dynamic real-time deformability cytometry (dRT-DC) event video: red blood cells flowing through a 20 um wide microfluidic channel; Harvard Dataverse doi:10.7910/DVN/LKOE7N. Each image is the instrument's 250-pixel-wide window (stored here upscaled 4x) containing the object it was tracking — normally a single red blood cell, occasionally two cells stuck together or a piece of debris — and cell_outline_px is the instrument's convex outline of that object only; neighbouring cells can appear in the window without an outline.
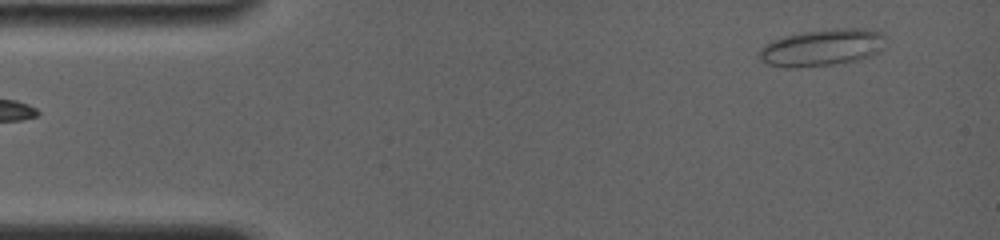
{"species": "common noctule bat (a hibernating species)", "species_latin": "Nyctalus noctula", "temperature_condition": "room temperature", "stored_images_in_passage": 72, "camera_frame_rate_fps": 4000, "um_per_image_px": 0.085, "animal": {"sex": "female", "body_mass_g": 19.0, "forearm_length_mm": 56.7}, "frame": {"image": 1, "passage_image": 4, "time_ms": 1.0, "image_size_px": [1000, 240], "cell_outline_px": [[884, 48], [880, 52], [860, 60], [832, 64], [792, 68], [784, 68], [768, 64], [760, 56], [760, 48], [764, 44], [772, 40], [784, 36], [804, 32], [836, 28], [864, 28], [884, 32]], "centroid_in_image_um": [69.93, 4.03], "position_along_channel_um": 15.1, "area_um2": 27.28}}
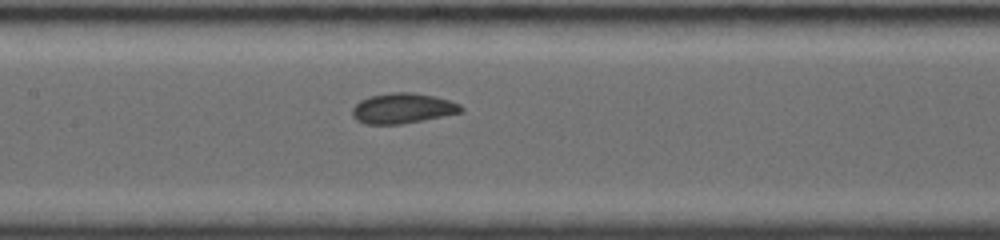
{"frame": {"image": 2, "passage_image": 30, "time_ms": 7.5, "image_size_px": [1000, 240], "cell_outline_px": [[464, 112], [424, 120], [400, 124], [364, 124], [356, 120], [352, 116], [352, 108], [360, 100], [368, 96], [392, 92], [412, 92], [432, 96], [448, 100], [460, 104], [464, 108]], "centroid_in_image_um": [34.21, 9.21], "position_along_channel_um": 173.2, "area_um2": 19.31}}
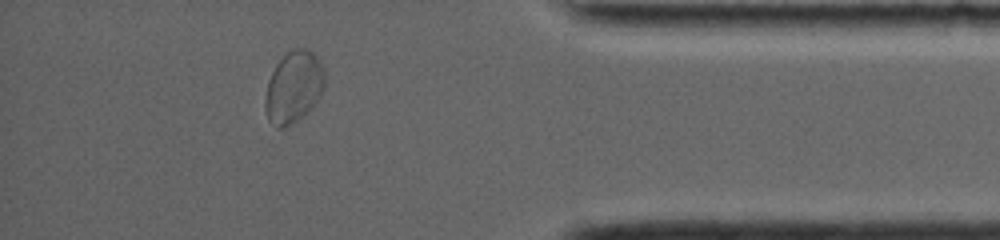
{"frame": {"image": 3, "passage_image": 59, "time_ms": 14.25, "image_size_px": [1000, 240], "cell_outline_px": [[324, 88], [320, 96], [312, 108], [292, 124], [284, 128], [276, 128], [268, 120], [264, 108], [264, 100], [268, 80], [276, 64], [288, 52], [296, 48], [308, 48], [320, 60], [324, 68]], "centroid_in_image_um": [24.95, 7.42], "position_along_channel_um": 410.2, "area_um2": 25.09}, "authors_computed_cell_mechanics": {"area_um2": 20.5768, "velocity_mm_per_s": 3.7901, "shape_relaxation_time_tau1_ms": 5.7151, "shape_relaxation_time_tau2_ms": null, "deformation_change_tau1": 0.1222, "deformation_change_tau2": null}}